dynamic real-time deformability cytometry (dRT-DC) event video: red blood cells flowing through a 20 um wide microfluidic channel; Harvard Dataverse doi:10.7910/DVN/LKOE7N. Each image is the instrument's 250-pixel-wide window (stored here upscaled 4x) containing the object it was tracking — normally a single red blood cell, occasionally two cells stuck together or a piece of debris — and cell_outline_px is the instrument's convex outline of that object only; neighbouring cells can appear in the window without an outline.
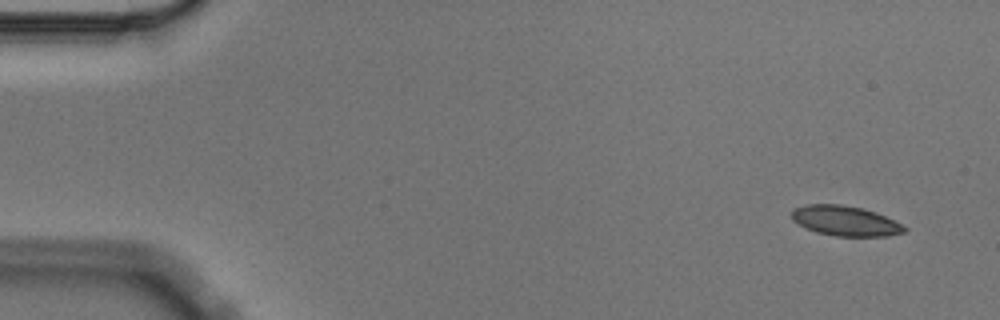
{"species": "Egyptian fruit bat (a non-hibernating species)", "species_latin": "Rousettus aegyptiacus", "temperature_condition": "cold", "stored_images_in_passage": 9, "camera_frame_rate_fps": 3000, "um_per_image_px": 0.085, "animal": {"sex": "male"}, "frame": {"image": 1, "passage_image": 1, "time_ms": 0.0, "image_size_px": [1000, 320], "cell_outline_px": [[908, 228], [904, 232], [888, 236], [836, 236], [816, 232], [792, 220], [792, 208], [808, 204], [840, 204], [860, 208], [884, 216]], "centroid_in_image_um": [71.82, 18.77], "position_along_channel_um": 13.2, "area_um2": 19.36}}
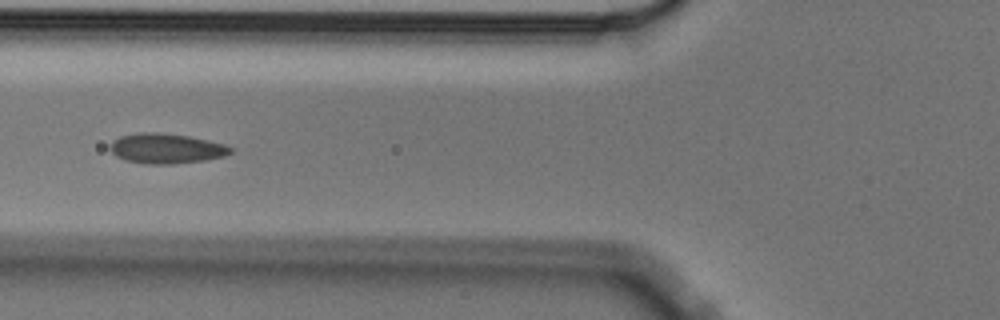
{"frame": {"image": 2, "passage_image": 5, "time_ms": 1.333, "image_size_px": [1000, 320], "cell_outline_px": [[232, 152], [224, 156], [204, 160], [172, 164], [144, 164], [124, 160], [116, 156], [108, 148], [112, 140], [120, 136], [136, 132], [160, 132], [188, 136], [224, 144], [232, 148]], "centroid_in_image_um": [14.07, 12.62], "position_along_channel_um": 111.7, "area_um2": 21.21}}
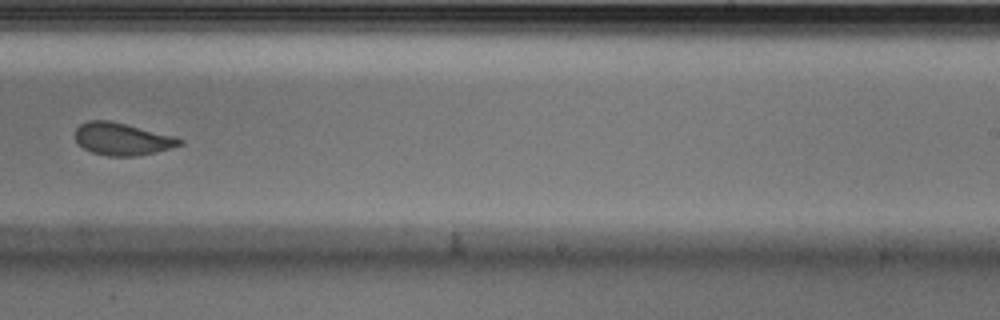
{"frame": {"image": 3, "passage_image": 9, "time_ms": 2.667, "image_size_px": [1000, 320], "cell_outline_px": [[184, 144], [156, 152], [136, 156], [108, 156], [92, 152], [84, 148], [76, 140], [76, 128], [80, 124], [88, 120], [108, 120], [176, 136], [184, 140]], "centroid_in_image_um": [10.42, 11.81], "position_along_channel_um": 278.6, "area_um2": 19.65}}